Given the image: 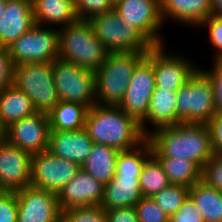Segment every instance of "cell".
Wrapping results in <instances>:
<instances>
[{
	"label": "cell",
	"mask_w": 222,
	"mask_h": 222,
	"mask_svg": "<svg viewBox=\"0 0 222 222\" xmlns=\"http://www.w3.org/2000/svg\"><path fill=\"white\" fill-rule=\"evenodd\" d=\"M154 157L187 159L201 170L213 155L207 124L178 123L147 136Z\"/></svg>",
	"instance_id": "obj_1"
},
{
	"label": "cell",
	"mask_w": 222,
	"mask_h": 222,
	"mask_svg": "<svg viewBox=\"0 0 222 222\" xmlns=\"http://www.w3.org/2000/svg\"><path fill=\"white\" fill-rule=\"evenodd\" d=\"M85 129L94 143L119 151L135 148L147 138L140 123L119 106L92 105L86 114Z\"/></svg>",
	"instance_id": "obj_2"
},
{
	"label": "cell",
	"mask_w": 222,
	"mask_h": 222,
	"mask_svg": "<svg viewBox=\"0 0 222 222\" xmlns=\"http://www.w3.org/2000/svg\"><path fill=\"white\" fill-rule=\"evenodd\" d=\"M58 31V58L93 71L104 64L109 52L95 36L89 21L78 20L58 28Z\"/></svg>",
	"instance_id": "obj_3"
},
{
	"label": "cell",
	"mask_w": 222,
	"mask_h": 222,
	"mask_svg": "<svg viewBox=\"0 0 222 222\" xmlns=\"http://www.w3.org/2000/svg\"><path fill=\"white\" fill-rule=\"evenodd\" d=\"M147 52L109 53L95 71L96 104L118 106L137 64Z\"/></svg>",
	"instance_id": "obj_4"
},
{
	"label": "cell",
	"mask_w": 222,
	"mask_h": 222,
	"mask_svg": "<svg viewBox=\"0 0 222 222\" xmlns=\"http://www.w3.org/2000/svg\"><path fill=\"white\" fill-rule=\"evenodd\" d=\"M216 114L210 78L198 68L177 91L176 124H207Z\"/></svg>",
	"instance_id": "obj_5"
},
{
	"label": "cell",
	"mask_w": 222,
	"mask_h": 222,
	"mask_svg": "<svg viewBox=\"0 0 222 222\" xmlns=\"http://www.w3.org/2000/svg\"><path fill=\"white\" fill-rule=\"evenodd\" d=\"M13 84L32 101L37 112L48 114L60 102L53 79V62H25L13 66Z\"/></svg>",
	"instance_id": "obj_6"
},
{
	"label": "cell",
	"mask_w": 222,
	"mask_h": 222,
	"mask_svg": "<svg viewBox=\"0 0 222 222\" xmlns=\"http://www.w3.org/2000/svg\"><path fill=\"white\" fill-rule=\"evenodd\" d=\"M53 79L60 101L96 104L95 71L57 58L53 61Z\"/></svg>",
	"instance_id": "obj_7"
},
{
	"label": "cell",
	"mask_w": 222,
	"mask_h": 222,
	"mask_svg": "<svg viewBox=\"0 0 222 222\" xmlns=\"http://www.w3.org/2000/svg\"><path fill=\"white\" fill-rule=\"evenodd\" d=\"M95 36L109 53L148 52L152 47L133 27L124 22L115 10L88 20Z\"/></svg>",
	"instance_id": "obj_8"
},
{
	"label": "cell",
	"mask_w": 222,
	"mask_h": 222,
	"mask_svg": "<svg viewBox=\"0 0 222 222\" xmlns=\"http://www.w3.org/2000/svg\"><path fill=\"white\" fill-rule=\"evenodd\" d=\"M7 50L14 66L25 62H53L59 55V31L36 24Z\"/></svg>",
	"instance_id": "obj_9"
},
{
	"label": "cell",
	"mask_w": 222,
	"mask_h": 222,
	"mask_svg": "<svg viewBox=\"0 0 222 222\" xmlns=\"http://www.w3.org/2000/svg\"><path fill=\"white\" fill-rule=\"evenodd\" d=\"M114 10L151 46L163 45L159 34L164 24L160 0H120L114 4Z\"/></svg>",
	"instance_id": "obj_10"
},
{
	"label": "cell",
	"mask_w": 222,
	"mask_h": 222,
	"mask_svg": "<svg viewBox=\"0 0 222 222\" xmlns=\"http://www.w3.org/2000/svg\"><path fill=\"white\" fill-rule=\"evenodd\" d=\"M155 87L152 46L135 67L123 100L118 106L128 116L141 123L148 113L150 98Z\"/></svg>",
	"instance_id": "obj_11"
},
{
	"label": "cell",
	"mask_w": 222,
	"mask_h": 222,
	"mask_svg": "<svg viewBox=\"0 0 222 222\" xmlns=\"http://www.w3.org/2000/svg\"><path fill=\"white\" fill-rule=\"evenodd\" d=\"M31 185L56 195L81 169L78 163L65 160L48 150L31 156Z\"/></svg>",
	"instance_id": "obj_12"
},
{
	"label": "cell",
	"mask_w": 222,
	"mask_h": 222,
	"mask_svg": "<svg viewBox=\"0 0 222 222\" xmlns=\"http://www.w3.org/2000/svg\"><path fill=\"white\" fill-rule=\"evenodd\" d=\"M49 116L36 112L12 123L5 129V139L31 156L48 149Z\"/></svg>",
	"instance_id": "obj_13"
},
{
	"label": "cell",
	"mask_w": 222,
	"mask_h": 222,
	"mask_svg": "<svg viewBox=\"0 0 222 222\" xmlns=\"http://www.w3.org/2000/svg\"><path fill=\"white\" fill-rule=\"evenodd\" d=\"M17 222H61L62 211L55 193L32 185L16 191Z\"/></svg>",
	"instance_id": "obj_14"
},
{
	"label": "cell",
	"mask_w": 222,
	"mask_h": 222,
	"mask_svg": "<svg viewBox=\"0 0 222 222\" xmlns=\"http://www.w3.org/2000/svg\"><path fill=\"white\" fill-rule=\"evenodd\" d=\"M165 45L153 46L155 86L177 92L199 67L179 54L167 53Z\"/></svg>",
	"instance_id": "obj_15"
},
{
	"label": "cell",
	"mask_w": 222,
	"mask_h": 222,
	"mask_svg": "<svg viewBox=\"0 0 222 222\" xmlns=\"http://www.w3.org/2000/svg\"><path fill=\"white\" fill-rule=\"evenodd\" d=\"M31 155L6 139L0 141V187L17 191L31 185Z\"/></svg>",
	"instance_id": "obj_16"
},
{
	"label": "cell",
	"mask_w": 222,
	"mask_h": 222,
	"mask_svg": "<svg viewBox=\"0 0 222 222\" xmlns=\"http://www.w3.org/2000/svg\"><path fill=\"white\" fill-rule=\"evenodd\" d=\"M104 185L82 168L57 195L61 211L71 208L101 205Z\"/></svg>",
	"instance_id": "obj_17"
},
{
	"label": "cell",
	"mask_w": 222,
	"mask_h": 222,
	"mask_svg": "<svg viewBox=\"0 0 222 222\" xmlns=\"http://www.w3.org/2000/svg\"><path fill=\"white\" fill-rule=\"evenodd\" d=\"M34 25L32 0H7L0 22V46L7 49Z\"/></svg>",
	"instance_id": "obj_18"
},
{
	"label": "cell",
	"mask_w": 222,
	"mask_h": 222,
	"mask_svg": "<svg viewBox=\"0 0 222 222\" xmlns=\"http://www.w3.org/2000/svg\"><path fill=\"white\" fill-rule=\"evenodd\" d=\"M94 142L85 128L71 131L50 130L48 151L80 166L89 156Z\"/></svg>",
	"instance_id": "obj_19"
},
{
	"label": "cell",
	"mask_w": 222,
	"mask_h": 222,
	"mask_svg": "<svg viewBox=\"0 0 222 222\" xmlns=\"http://www.w3.org/2000/svg\"><path fill=\"white\" fill-rule=\"evenodd\" d=\"M177 92L169 89H154L150 98L148 113L140 123L142 133L147 137L151 131L147 123L153 126L155 131L159 128L176 125Z\"/></svg>",
	"instance_id": "obj_20"
},
{
	"label": "cell",
	"mask_w": 222,
	"mask_h": 222,
	"mask_svg": "<svg viewBox=\"0 0 222 222\" xmlns=\"http://www.w3.org/2000/svg\"><path fill=\"white\" fill-rule=\"evenodd\" d=\"M163 22L169 18L196 28L211 15L212 0H160Z\"/></svg>",
	"instance_id": "obj_21"
},
{
	"label": "cell",
	"mask_w": 222,
	"mask_h": 222,
	"mask_svg": "<svg viewBox=\"0 0 222 222\" xmlns=\"http://www.w3.org/2000/svg\"><path fill=\"white\" fill-rule=\"evenodd\" d=\"M142 197L139 178L115 175L104 186V197L101 207L105 210L134 207Z\"/></svg>",
	"instance_id": "obj_22"
},
{
	"label": "cell",
	"mask_w": 222,
	"mask_h": 222,
	"mask_svg": "<svg viewBox=\"0 0 222 222\" xmlns=\"http://www.w3.org/2000/svg\"><path fill=\"white\" fill-rule=\"evenodd\" d=\"M32 4L37 25L60 24L63 27L79 20L74 0H32Z\"/></svg>",
	"instance_id": "obj_23"
},
{
	"label": "cell",
	"mask_w": 222,
	"mask_h": 222,
	"mask_svg": "<svg viewBox=\"0 0 222 222\" xmlns=\"http://www.w3.org/2000/svg\"><path fill=\"white\" fill-rule=\"evenodd\" d=\"M36 112L31 99L14 84L0 92V124L4 129Z\"/></svg>",
	"instance_id": "obj_24"
},
{
	"label": "cell",
	"mask_w": 222,
	"mask_h": 222,
	"mask_svg": "<svg viewBox=\"0 0 222 222\" xmlns=\"http://www.w3.org/2000/svg\"><path fill=\"white\" fill-rule=\"evenodd\" d=\"M119 152V150L107 145L94 143L81 168L105 186L115 176Z\"/></svg>",
	"instance_id": "obj_25"
},
{
	"label": "cell",
	"mask_w": 222,
	"mask_h": 222,
	"mask_svg": "<svg viewBox=\"0 0 222 222\" xmlns=\"http://www.w3.org/2000/svg\"><path fill=\"white\" fill-rule=\"evenodd\" d=\"M188 196L200 210L205 222H222V192L203 181L189 188Z\"/></svg>",
	"instance_id": "obj_26"
},
{
	"label": "cell",
	"mask_w": 222,
	"mask_h": 222,
	"mask_svg": "<svg viewBox=\"0 0 222 222\" xmlns=\"http://www.w3.org/2000/svg\"><path fill=\"white\" fill-rule=\"evenodd\" d=\"M87 111L85 105L60 101L48 113L50 130L71 131L85 128Z\"/></svg>",
	"instance_id": "obj_27"
},
{
	"label": "cell",
	"mask_w": 222,
	"mask_h": 222,
	"mask_svg": "<svg viewBox=\"0 0 222 222\" xmlns=\"http://www.w3.org/2000/svg\"><path fill=\"white\" fill-rule=\"evenodd\" d=\"M162 165L171 184L192 187L201 181L202 170L187 159L155 157Z\"/></svg>",
	"instance_id": "obj_28"
},
{
	"label": "cell",
	"mask_w": 222,
	"mask_h": 222,
	"mask_svg": "<svg viewBox=\"0 0 222 222\" xmlns=\"http://www.w3.org/2000/svg\"><path fill=\"white\" fill-rule=\"evenodd\" d=\"M152 156V148L146 138L137 147L120 151L116 160V176L139 178L145 162Z\"/></svg>",
	"instance_id": "obj_29"
},
{
	"label": "cell",
	"mask_w": 222,
	"mask_h": 222,
	"mask_svg": "<svg viewBox=\"0 0 222 222\" xmlns=\"http://www.w3.org/2000/svg\"><path fill=\"white\" fill-rule=\"evenodd\" d=\"M171 183L160 162L152 155L144 164L139 177V187L143 197H153Z\"/></svg>",
	"instance_id": "obj_30"
},
{
	"label": "cell",
	"mask_w": 222,
	"mask_h": 222,
	"mask_svg": "<svg viewBox=\"0 0 222 222\" xmlns=\"http://www.w3.org/2000/svg\"><path fill=\"white\" fill-rule=\"evenodd\" d=\"M189 188L181 185L170 184L156 193L152 198L157 205L169 216L174 215L188 197Z\"/></svg>",
	"instance_id": "obj_31"
},
{
	"label": "cell",
	"mask_w": 222,
	"mask_h": 222,
	"mask_svg": "<svg viewBox=\"0 0 222 222\" xmlns=\"http://www.w3.org/2000/svg\"><path fill=\"white\" fill-rule=\"evenodd\" d=\"M61 222H108L101 205L71 208L62 211Z\"/></svg>",
	"instance_id": "obj_32"
},
{
	"label": "cell",
	"mask_w": 222,
	"mask_h": 222,
	"mask_svg": "<svg viewBox=\"0 0 222 222\" xmlns=\"http://www.w3.org/2000/svg\"><path fill=\"white\" fill-rule=\"evenodd\" d=\"M139 222H167L170 217L152 197H142L134 206Z\"/></svg>",
	"instance_id": "obj_33"
},
{
	"label": "cell",
	"mask_w": 222,
	"mask_h": 222,
	"mask_svg": "<svg viewBox=\"0 0 222 222\" xmlns=\"http://www.w3.org/2000/svg\"><path fill=\"white\" fill-rule=\"evenodd\" d=\"M79 20H90L92 17L114 10L112 0H74Z\"/></svg>",
	"instance_id": "obj_34"
},
{
	"label": "cell",
	"mask_w": 222,
	"mask_h": 222,
	"mask_svg": "<svg viewBox=\"0 0 222 222\" xmlns=\"http://www.w3.org/2000/svg\"><path fill=\"white\" fill-rule=\"evenodd\" d=\"M201 181L222 192V155L211 156L202 168Z\"/></svg>",
	"instance_id": "obj_35"
},
{
	"label": "cell",
	"mask_w": 222,
	"mask_h": 222,
	"mask_svg": "<svg viewBox=\"0 0 222 222\" xmlns=\"http://www.w3.org/2000/svg\"><path fill=\"white\" fill-rule=\"evenodd\" d=\"M203 26H208L209 41L216 49L214 62H222V17L211 14L199 25V27Z\"/></svg>",
	"instance_id": "obj_36"
},
{
	"label": "cell",
	"mask_w": 222,
	"mask_h": 222,
	"mask_svg": "<svg viewBox=\"0 0 222 222\" xmlns=\"http://www.w3.org/2000/svg\"><path fill=\"white\" fill-rule=\"evenodd\" d=\"M18 201L16 191H4L0 195V222H17Z\"/></svg>",
	"instance_id": "obj_37"
},
{
	"label": "cell",
	"mask_w": 222,
	"mask_h": 222,
	"mask_svg": "<svg viewBox=\"0 0 222 222\" xmlns=\"http://www.w3.org/2000/svg\"><path fill=\"white\" fill-rule=\"evenodd\" d=\"M200 69L210 78L212 83L216 114H222V62H214L213 68L209 70Z\"/></svg>",
	"instance_id": "obj_38"
},
{
	"label": "cell",
	"mask_w": 222,
	"mask_h": 222,
	"mask_svg": "<svg viewBox=\"0 0 222 222\" xmlns=\"http://www.w3.org/2000/svg\"><path fill=\"white\" fill-rule=\"evenodd\" d=\"M172 222H205L203 215L188 196L181 208L170 217Z\"/></svg>",
	"instance_id": "obj_39"
},
{
	"label": "cell",
	"mask_w": 222,
	"mask_h": 222,
	"mask_svg": "<svg viewBox=\"0 0 222 222\" xmlns=\"http://www.w3.org/2000/svg\"><path fill=\"white\" fill-rule=\"evenodd\" d=\"M13 66L8 50L0 46V92L13 84Z\"/></svg>",
	"instance_id": "obj_40"
},
{
	"label": "cell",
	"mask_w": 222,
	"mask_h": 222,
	"mask_svg": "<svg viewBox=\"0 0 222 222\" xmlns=\"http://www.w3.org/2000/svg\"><path fill=\"white\" fill-rule=\"evenodd\" d=\"M210 132L213 154L222 155V114L215 116L207 123Z\"/></svg>",
	"instance_id": "obj_41"
},
{
	"label": "cell",
	"mask_w": 222,
	"mask_h": 222,
	"mask_svg": "<svg viewBox=\"0 0 222 222\" xmlns=\"http://www.w3.org/2000/svg\"><path fill=\"white\" fill-rule=\"evenodd\" d=\"M105 211L108 222H139L134 207L113 208Z\"/></svg>",
	"instance_id": "obj_42"
},
{
	"label": "cell",
	"mask_w": 222,
	"mask_h": 222,
	"mask_svg": "<svg viewBox=\"0 0 222 222\" xmlns=\"http://www.w3.org/2000/svg\"><path fill=\"white\" fill-rule=\"evenodd\" d=\"M211 14L222 17V0H212Z\"/></svg>",
	"instance_id": "obj_43"
},
{
	"label": "cell",
	"mask_w": 222,
	"mask_h": 222,
	"mask_svg": "<svg viewBox=\"0 0 222 222\" xmlns=\"http://www.w3.org/2000/svg\"><path fill=\"white\" fill-rule=\"evenodd\" d=\"M6 2H7V0H0V22L2 21Z\"/></svg>",
	"instance_id": "obj_44"
},
{
	"label": "cell",
	"mask_w": 222,
	"mask_h": 222,
	"mask_svg": "<svg viewBox=\"0 0 222 222\" xmlns=\"http://www.w3.org/2000/svg\"><path fill=\"white\" fill-rule=\"evenodd\" d=\"M5 139V129L0 124V141Z\"/></svg>",
	"instance_id": "obj_45"
},
{
	"label": "cell",
	"mask_w": 222,
	"mask_h": 222,
	"mask_svg": "<svg viewBox=\"0 0 222 222\" xmlns=\"http://www.w3.org/2000/svg\"><path fill=\"white\" fill-rule=\"evenodd\" d=\"M118 1H120V0H112V2L115 4V3H117Z\"/></svg>",
	"instance_id": "obj_46"
},
{
	"label": "cell",
	"mask_w": 222,
	"mask_h": 222,
	"mask_svg": "<svg viewBox=\"0 0 222 222\" xmlns=\"http://www.w3.org/2000/svg\"><path fill=\"white\" fill-rule=\"evenodd\" d=\"M2 192H4V190L0 187V195H1Z\"/></svg>",
	"instance_id": "obj_47"
}]
</instances>
